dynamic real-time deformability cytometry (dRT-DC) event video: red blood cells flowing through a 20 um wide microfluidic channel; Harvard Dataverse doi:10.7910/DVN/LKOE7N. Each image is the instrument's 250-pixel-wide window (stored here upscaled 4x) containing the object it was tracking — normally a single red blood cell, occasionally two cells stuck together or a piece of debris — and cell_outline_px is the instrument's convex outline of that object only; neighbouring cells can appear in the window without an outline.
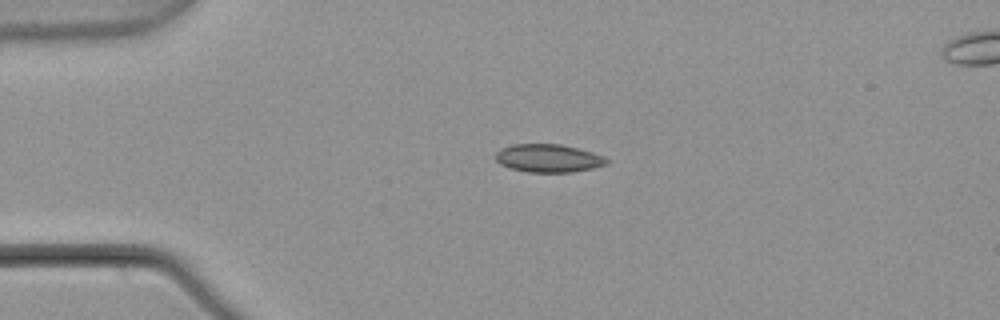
{"species": "common noctule bat (a hibernating species)", "species_latin": "Nyctalus noctula", "temperature_condition": "warm", "stored_images_in_passage": 3, "camera_frame_rate_fps": 3000, "um_per_image_px": 0.085, "animal": {"sex": "male", "body_mass_g": 21.5, "forearm_length_mm": 52.0}, "frame": {"image": 1, "passage_image": 1, "time_ms": 0.0, "image_size_px": [1000, 320], "cell_outline_px": [[608, 164], [592, 168], [572, 172], [528, 172], [508, 168], [500, 164], [496, 160], [496, 152], [500, 148], [512, 144], [560, 144], [592, 152], [604, 156], [608, 160]], "centroid_in_image_um": [46.58, 13.45], "position_along_channel_um": 38.4, "area_um2": 18.21}}